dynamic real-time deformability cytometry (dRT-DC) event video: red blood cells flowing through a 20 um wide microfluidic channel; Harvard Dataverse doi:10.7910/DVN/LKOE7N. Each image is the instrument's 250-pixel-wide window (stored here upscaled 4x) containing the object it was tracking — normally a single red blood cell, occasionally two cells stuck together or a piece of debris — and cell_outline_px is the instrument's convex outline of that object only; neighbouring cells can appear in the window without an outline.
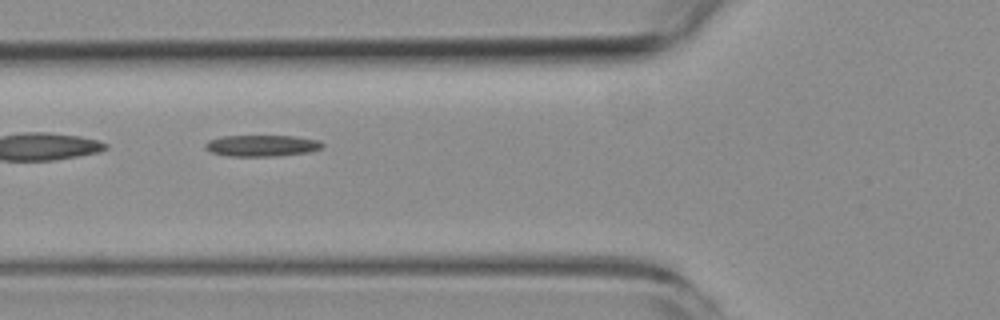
{"species": "common noctule bat (a hibernating species)", "species_latin": "Nyctalus noctula", "temperature_condition": "room temperature", "stored_images_in_passage": 3, "camera_frame_rate_fps": 3000, "um_per_image_px": 0.085, "animal": {"sex": "female", "body_mass_g": 19.3, "forearm_length_mm": 54.1}, "frame": {"image": 1, "passage_image": 2, "time_ms": 1.333, "image_size_px": [1000, 320], "cell_outline_px": [[324, 148], [308, 152], [280, 156], [228, 156], [212, 152], [204, 148], [204, 144], [208, 140], [220, 136], [292, 136], [320, 140], [324, 144]], "centroid_in_image_um": [22.27, 12.38], "position_along_channel_um": 103.5, "area_um2": 14.74}}